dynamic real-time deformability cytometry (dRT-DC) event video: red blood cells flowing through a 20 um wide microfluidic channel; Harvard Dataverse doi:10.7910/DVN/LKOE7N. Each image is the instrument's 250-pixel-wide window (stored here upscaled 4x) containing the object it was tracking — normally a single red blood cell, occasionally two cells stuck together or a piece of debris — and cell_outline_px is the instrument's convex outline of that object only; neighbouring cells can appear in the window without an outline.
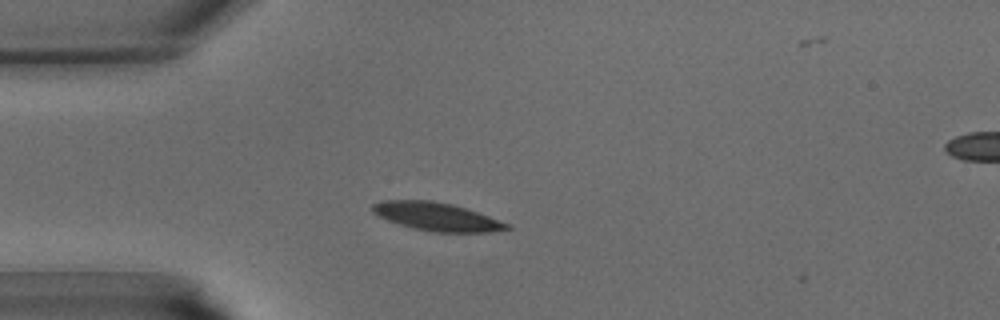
{"species": "common noctule bat (a hibernating species)", "species_latin": "Nyctalus noctula", "temperature_condition": "warm", "stored_images_in_passage": 31, "camera_frame_rate_fps": 3000, "um_per_image_px": 0.085, "animal": {"sex": "male", "body_mass_g": 15.6}, "frame": {"image": 1, "passage_image": 1, "time_ms": 0.0, "image_size_px": [1000, 320], "cell_outline_px": [[512, 228], [488, 232], [436, 232], [412, 228], [388, 220], [372, 212], [372, 204], [384, 200], [432, 200], [452, 204], [488, 216], [508, 224]], "centroid_in_image_um": [37.09, 18.41], "position_along_channel_um": 47.9, "area_um2": 21.73}}
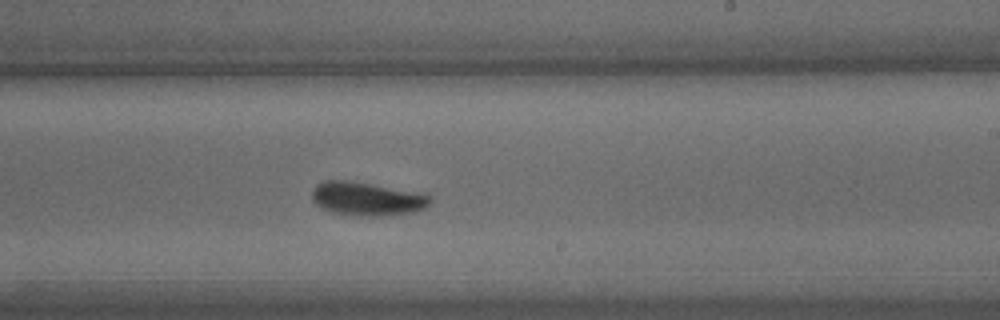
{"frame": {"image": 2, "passage_image": 15, "time_ms": 4.667, "image_size_px": [1000, 320], "cell_outline_px": [[432, 200], [424, 208], [416, 212], [376, 216], [356, 216], [332, 212], [316, 204], [312, 200], [312, 188], [316, 184], [324, 180], [348, 180], [424, 192], [432, 196]], "centroid_in_image_um": [31.22, 16.88], "position_along_channel_um": 257.8, "area_um2": 23.52}}
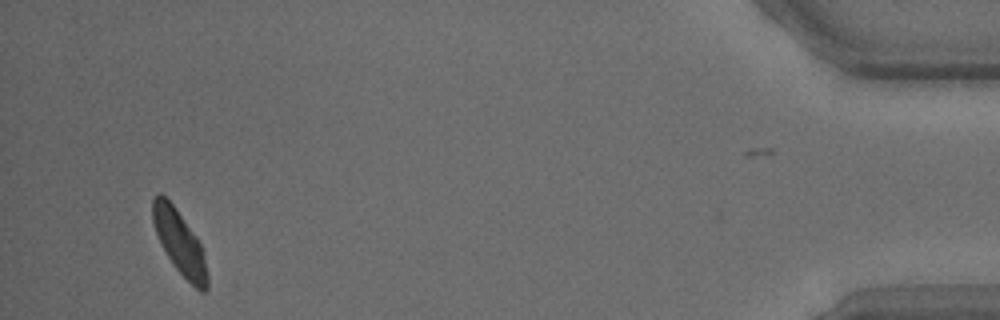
{"frame": {"image": 3, "passage_image": 30, "time_ms": 9.667, "image_size_px": [1000, 320], "cell_outline_px": [[208, 288], [204, 292], [200, 292], [172, 264], [156, 232], [152, 220], [152, 200], [160, 192], [176, 208], [196, 236], [200, 244], [204, 256], [208, 276]], "centroid_in_image_um": [15.28, 20.61], "position_along_channel_um": 419.9, "area_um2": 19.88}}